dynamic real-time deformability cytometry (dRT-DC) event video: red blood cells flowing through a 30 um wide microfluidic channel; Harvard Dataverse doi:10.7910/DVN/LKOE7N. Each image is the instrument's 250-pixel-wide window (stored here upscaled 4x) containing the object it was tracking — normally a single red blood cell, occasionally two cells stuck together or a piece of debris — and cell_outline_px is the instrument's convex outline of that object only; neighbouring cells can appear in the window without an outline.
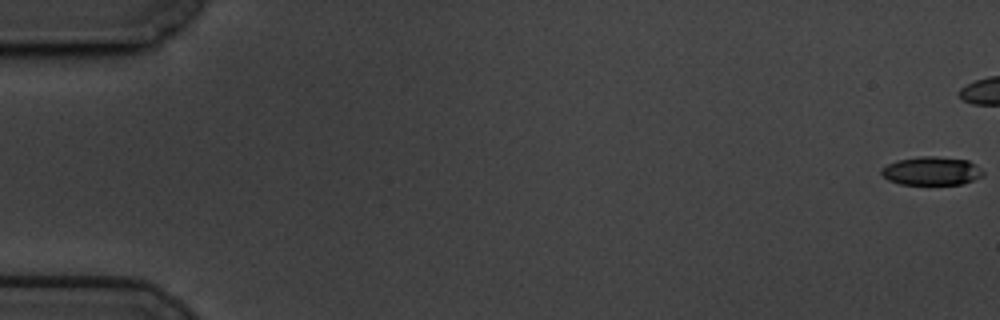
{"species": "common noctule bat (a hibernating species)", "species_latin": "Nyctalus noctula", "temperature_condition": "cold", "stored_images_in_passage": 48, "camera_frame_rate_fps": 3000, "um_per_image_px": 0.085, "animal": {"sex": "male", "body_mass_g": 19.5, "forearm_length_mm": 54.6}, "frame": {"image": 1, "passage_image": 1, "time_ms": 0.0, "image_size_px": [1000, 320], "cell_outline_px": [[984, 176], [964, 184], [900, 184], [888, 180], [880, 172], [880, 168], [888, 164], [900, 160], [920, 156], [936, 156], [968, 160], [976, 164], [984, 172]], "centroid_in_image_um": [79.22, 14.53], "position_along_channel_um": 5.8, "area_um2": 16.94}}
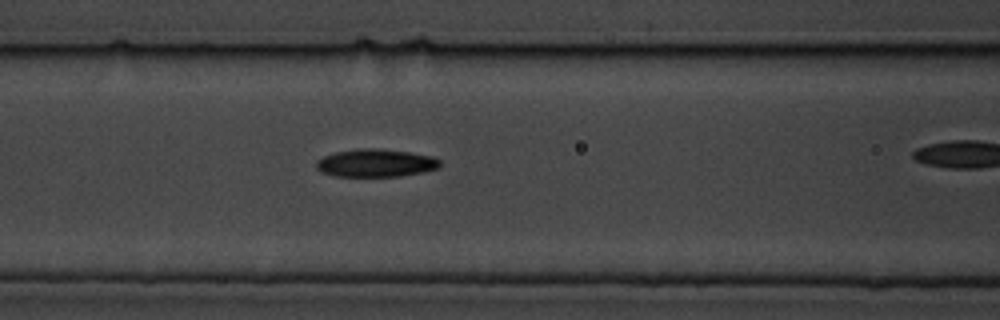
{"frame": {"image": 2, "passage_image": 26, "time_ms": 8.333, "image_size_px": [1000, 320], "cell_outline_px": [[440, 164], [436, 168], [420, 172], [400, 176], [336, 176], [320, 172], [316, 168], [316, 160], [324, 156], [336, 152], [356, 148], [380, 148], [408, 152], [432, 156], [440, 160]], "centroid_in_image_um": [31.88, 13.84], "position_along_channel_um": 134.7, "area_um2": 20.0}}
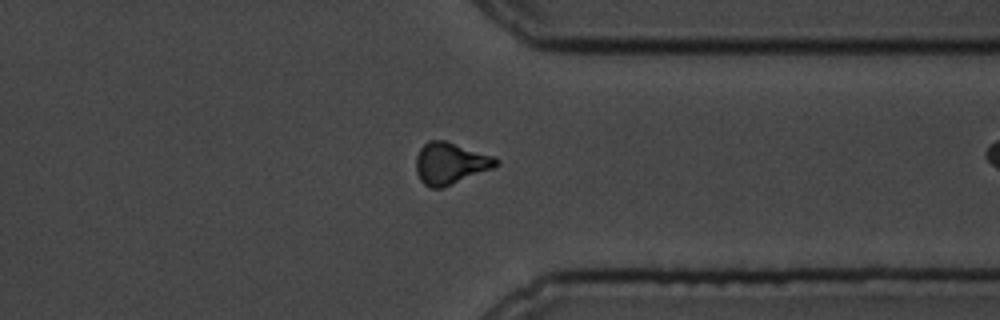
{"frame": {"image": 3, "passage_image": 47, "time_ms": 15.333, "image_size_px": [1000, 320], "cell_outline_px": [[500, 164], [492, 168], [440, 188], [432, 188], [424, 184], [420, 180], [416, 172], [416, 156], [420, 148], [428, 140], [444, 140], [496, 156], [500, 160]], "centroid_in_image_um": [38.28, 13.86], "position_along_channel_um": 373.1, "area_um2": 19.36}}